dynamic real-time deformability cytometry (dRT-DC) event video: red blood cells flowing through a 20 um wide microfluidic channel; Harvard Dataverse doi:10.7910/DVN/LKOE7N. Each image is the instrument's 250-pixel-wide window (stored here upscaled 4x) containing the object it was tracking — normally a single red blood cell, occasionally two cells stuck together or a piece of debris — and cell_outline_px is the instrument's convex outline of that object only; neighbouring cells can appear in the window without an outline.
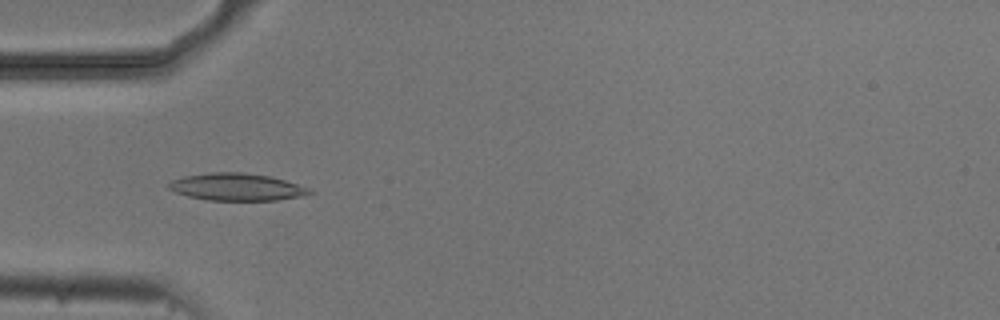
{"species": "common noctule bat (a hibernating species)", "species_latin": "Nyctalus noctula", "temperature_condition": "cold", "stored_images_in_passage": 53, "camera_frame_rate_fps": 3000, "um_per_image_px": 0.085, "animal": {"sex": "male", "body_mass_g": 20.5, "forearm_length_mm": 52.5}, "frame": {"image": 1, "passage_image": 16, "time_ms": 5.0, "image_size_px": [1000, 320], "cell_outline_px": [[312, 192], [300, 196], [276, 200], [208, 200], [188, 196], [176, 192], [168, 188], [168, 184], [172, 180], [184, 176], [208, 172], [244, 172], [268, 176], [284, 180], [312, 188]], "centroid_in_image_um": [20.11, 15.88], "position_along_channel_um": 64.9, "area_um2": 22.25}}
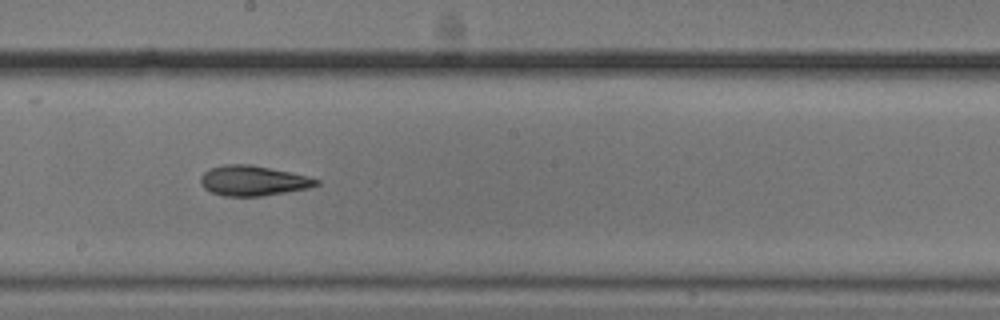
{"frame": {"image": 2, "passage_image": 29, "time_ms": 9.333, "image_size_px": [1000, 320], "cell_outline_px": [[320, 184], [308, 188], [260, 196], [224, 196], [212, 192], [204, 188], [200, 184], [200, 180], [204, 172], [212, 168], [224, 164], [252, 164], [308, 176], [320, 180]], "centroid_in_image_um": [21.51, 15.35], "position_along_channel_um": 226.7, "area_um2": 20.17}}
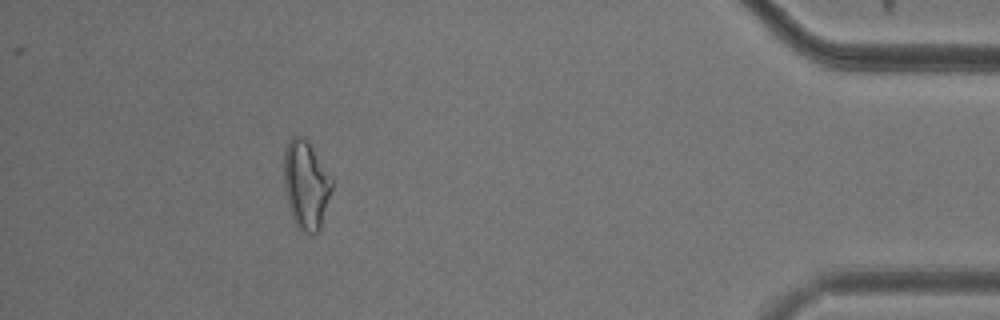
{"frame": {"image": 3, "passage_image": 48, "time_ms": 15.667, "image_size_px": [1000, 320], "cell_outline_px": [[332, 188], [320, 232], [308, 232], [300, 228], [296, 224], [292, 216], [288, 204], [284, 188], [284, 148], [288, 140], [292, 136], [304, 136], [308, 140], [332, 180]], "centroid_in_image_um": [25.99, 15.67], "position_along_channel_um": 409.2, "area_um2": 24.57}, "authors_computed_cell_mechanics": {"area_um2": 20.8658, "velocity_mm_per_s": 3.7227, "shape_relaxation_time_tau1_ms": 4.6297, "shape_relaxation_time_tau2_ms": 3.7129, "deformation_change_tau1": 0.1603, "deformation_change_tau2": 0.1236}}